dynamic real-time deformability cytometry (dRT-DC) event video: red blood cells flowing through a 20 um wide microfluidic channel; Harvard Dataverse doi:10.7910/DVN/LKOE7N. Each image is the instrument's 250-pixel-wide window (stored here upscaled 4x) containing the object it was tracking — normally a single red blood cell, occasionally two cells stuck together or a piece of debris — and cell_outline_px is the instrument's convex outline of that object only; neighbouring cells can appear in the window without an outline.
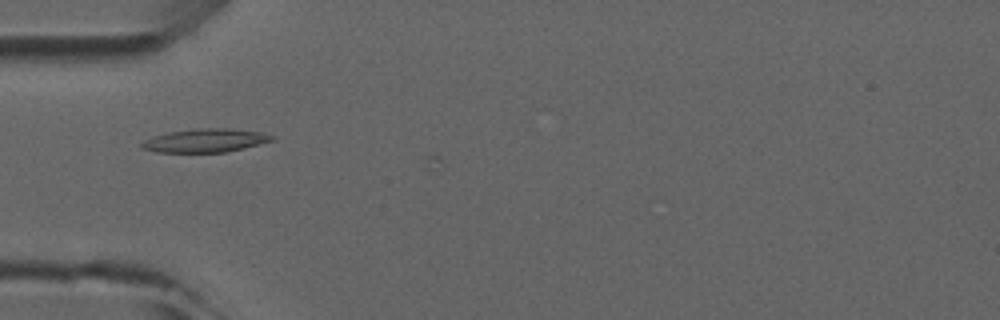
{"species": "common noctule bat (a hibernating species)", "species_latin": "Nyctalus noctula", "temperature_condition": "room temperature", "stored_images_in_passage": 3, "camera_frame_rate_fps": 3000, "um_per_image_px": 0.085, "animal": {"sex": "male", "forearm_length_mm": 52.5}, "frame": {"image": 1, "passage_image": 2, "time_ms": 1.333, "image_size_px": [1000, 320], "cell_outline_px": [[276, 140], [244, 148], [224, 152], [156, 152], [140, 148], [140, 144], [144, 140], [168, 132], [196, 128], [232, 128], [260, 132], [276, 136]], "centroid_in_image_um": [17.49, 11.94], "position_along_channel_um": 67.5, "area_um2": 17.92}}